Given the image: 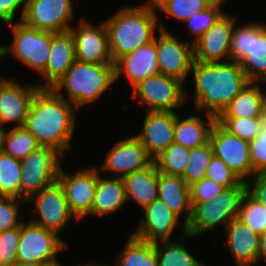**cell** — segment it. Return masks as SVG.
Masks as SVG:
<instances>
[{"instance_id":"1","label":"cell","mask_w":266,"mask_h":266,"mask_svg":"<svg viewBox=\"0 0 266 266\" xmlns=\"http://www.w3.org/2000/svg\"><path fill=\"white\" fill-rule=\"evenodd\" d=\"M76 107L52 88H39L24 126L41 147L55 149L64 158L72 149L78 116Z\"/></svg>"},{"instance_id":"2","label":"cell","mask_w":266,"mask_h":266,"mask_svg":"<svg viewBox=\"0 0 266 266\" xmlns=\"http://www.w3.org/2000/svg\"><path fill=\"white\" fill-rule=\"evenodd\" d=\"M193 106L218 117L232 99L250 82L237 61L202 63L194 61L190 71Z\"/></svg>"},{"instance_id":"3","label":"cell","mask_w":266,"mask_h":266,"mask_svg":"<svg viewBox=\"0 0 266 266\" xmlns=\"http://www.w3.org/2000/svg\"><path fill=\"white\" fill-rule=\"evenodd\" d=\"M114 12L103 20L113 63L154 41L160 30H169L166 24L161 22L160 14L151 0L137 6L123 5Z\"/></svg>"},{"instance_id":"4","label":"cell","mask_w":266,"mask_h":266,"mask_svg":"<svg viewBox=\"0 0 266 266\" xmlns=\"http://www.w3.org/2000/svg\"><path fill=\"white\" fill-rule=\"evenodd\" d=\"M114 84V63L75 61L51 88L59 96L71 102L77 110H81L84 106L97 103L115 86Z\"/></svg>"},{"instance_id":"5","label":"cell","mask_w":266,"mask_h":266,"mask_svg":"<svg viewBox=\"0 0 266 266\" xmlns=\"http://www.w3.org/2000/svg\"><path fill=\"white\" fill-rule=\"evenodd\" d=\"M246 193V183L225 188L217 197L207 202L191 203V217L186 223V230L193 238L209 233L238 217L240 205ZM220 225V226H219Z\"/></svg>"},{"instance_id":"6","label":"cell","mask_w":266,"mask_h":266,"mask_svg":"<svg viewBox=\"0 0 266 266\" xmlns=\"http://www.w3.org/2000/svg\"><path fill=\"white\" fill-rule=\"evenodd\" d=\"M240 25V26H238ZM234 25L230 60L240 63L250 82L266 81V24L251 22Z\"/></svg>"},{"instance_id":"7","label":"cell","mask_w":266,"mask_h":266,"mask_svg":"<svg viewBox=\"0 0 266 266\" xmlns=\"http://www.w3.org/2000/svg\"><path fill=\"white\" fill-rule=\"evenodd\" d=\"M7 26L13 38L11 44H0V60L13 57L31 72L40 74L50 54L51 32L31 28L22 21Z\"/></svg>"},{"instance_id":"8","label":"cell","mask_w":266,"mask_h":266,"mask_svg":"<svg viewBox=\"0 0 266 266\" xmlns=\"http://www.w3.org/2000/svg\"><path fill=\"white\" fill-rule=\"evenodd\" d=\"M186 87L179 79L159 73L133 86L132 99L145 106L144 111L180 112L191 96Z\"/></svg>"},{"instance_id":"9","label":"cell","mask_w":266,"mask_h":266,"mask_svg":"<svg viewBox=\"0 0 266 266\" xmlns=\"http://www.w3.org/2000/svg\"><path fill=\"white\" fill-rule=\"evenodd\" d=\"M68 246L61 235L25 220L20 226L17 261L52 266L60 263L57 256L68 250Z\"/></svg>"},{"instance_id":"10","label":"cell","mask_w":266,"mask_h":266,"mask_svg":"<svg viewBox=\"0 0 266 266\" xmlns=\"http://www.w3.org/2000/svg\"><path fill=\"white\" fill-rule=\"evenodd\" d=\"M65 159L55 149L39 147L22 161L21 199L28 200L33 194L54 184Z\"/></svg>"},{"instance_id":"11","label":"cell","mask_w":266,"mask_h":266,"mask_svg":"<svg viewBox=\"0 0 266 266\" xmlns=\"http://www.w3.org/2000/svg\"><path fill=\"white\" fill-rule=\"evenodd\" d=\"M26 203H34L29 221L58 235L62 234L73 218L78 221L70 212L65 193L58 181L33 194Z\"/></svg>"},{"instance_id":"12","label":"cell","mask_w":266,"mask_h":266,"mask_svg":"<svg viewBox=\"0 0 266 266\" xmlns=\"http://www.w3.org/2000/svg\"><path fill=\"white\" fill-rule=\"evenodd\" d=\"M95 166H82L70 173L65 172L62 165L59 169L57 181L63 188L70 212L78 222L91 216L98 179V166Z\"/></svg>"},{"instance_id":"13","label":"cell","mask_w":266,"mask_h":266,"mask_svg":"<svg viewBox=\"0 0 266 266\" xmlns=\"http://www.w3.org/2000/svg\"><path fill=\"white\" fill-rule=\"evenodd\" d=\"M156 51L159 73L189 84L194 62L193 44L189 39L180 40L170 30H160L156 34Z\"/></svg>"},{"instance_id":"14","label":"cell","mask_w":266,"mask_h":266,"mask_svg":"<svg viewBox=\"0 0 266 266\" xmlns=\"http://www.w3.org/2000/svg\"><path fill=\"white\" fill-rule=\"evenodd\" d=\"M73 2V0H26L22 22L31 28L52 33L69 31L76 21Z\"/></svg>"},{"instance_id":"15","label":"cell","mask_w":266,"mask_h":266,"mask_svg":"<svg viewBox=\"0 0 266 266\" xmlns=\"http://www.w3.org/2000/svg\"><path fill=\"white\" fill-rule=\"evenodd\" d=\"M209 142L213 155L220 158L242 181L256 174L250 160V142L230 133L218 121L213 125Z\"/></svg>"},{"instance_id":"16","label":"cell","mask_w":266,"mask_h":266,"mask_svg":"<svg viewBox=\"0 0 266 266\" xmlns=\"http://www.w3.org/2000/svg\"><path fill=\"white\" fill-rule=\"evenodd\" d=\"M78 24V25H77ZM75 47L76 61L82 63H113L108 34L103 21L95 25L81 17L69 30Z\"/></svg>"},{"instance_id":"17","label":"cell","mask_w":266,"mask_h":266,"mask_svg":"<svg viewBox=\"0 0 266 266\" xmlns=\"http://www.w3.org/2000/svg\"><path fill=\"white\" fill-rule=\"evenodd\" d=\"M236 15L225 12L216 23L193 43L194 61L216 63L230 61L231 39Z\"/></svg>"},{"instance_id":"18","label":"cell","mask_w":266,"mask_h":266,"mask_svg":"<svg viewBox=\"0 0 266 266\" xmlns=\"http://www.w3.org/2000/svg\"><path fill=\"white\" fill-rule=\"evenodd\" d=\"M153 159L135 135L117 140L108 150L104 162L98 168L103 174H114L110 177L123 178L134 171L148 167Z\"/></svg>"},{"instance_id":"19","label":"cell","mask_w":266,"mask_h":266,"mask_svg":"<svg viewBox=\"0 0 266 266\" xmlns=\"http://www.w3.org/2000/svg\"><path fill=\"white\" fill-rule=\"evenodd\" d=\"M144 214L136 229L131 235L136 239L155 243L162 240H173L174 232L182 225V219L169 209L160 199H156L151 204L142 209ZM181 222V223H180ZM178 227V228H177Z\"/></svg>"},{"instance_id":"20","label":"cell","mask_w":266,"mask_h":266,"mask_svg":"<svg viewBox=\"0 0 266 266\" xmlns=\"http://www.w3.org/2000/svg\"><path fill=\"white\" fill-rule=\"evenodd\" d=\"M19 82L9 77L0 87V123L6 127L24 126L31 102L39 89L35 82Z\"/></svg>"},{"instance_id":"21","label":"cell","mask_w":266,"mask_h":266,"mask_svg":"<svg viewBox=\"0 0 266 266\" xmlns=\"http://www.w3.org/2000/svg\"><path fill=\"white\" fill-rule=\"evenodd\" d=\"M177 112L146 111L140 132L135 136L154 159L174 141V125Z\"/></svg>"},{"instance_id":"22","label":"cell","mask_w":266,"mask_h":266,"mask_svg":"<svg viewBox=\"0 0 266 266\" xmlns=\"http://www.w3.org/2000/svg\"><path fill=\"white\" fill-rule=\"evenodd\" d=\"M159 74L156 51V36L151 43L141 46L134 52L118 58L114 62L115 83L125 76L131 88L141 80Z\"/></svg>"},{"instance_id":"23","label":"cell","mask_w":266,"mask_h":266,"mask_svg":"<svg viewBox=\"0 0 266 266\" xmlns=\"http://www.w3.org/2000/svg\"><path fill=\"white\" fill-rule=\"evenodd\" d=\"M76 61L74 40L70 31L52 33L50 54L45 69L39 74V88H51Z\"/></svg>"},{"instance_id":"24","label":"cell","mask_w":266,"mask_h":266,"mask_svg":"<svg viewBox=\"0 0 266 266\" xmlns=\"http://www.w3.org/2000/svg\"><path fill=\"white\" fill-rule=\"evenodd\" d=\"M224 245L235 262L234 266H257L259 235L239 219L225 227Z\"/></svg>"},{"instance_id":"25","label":"cell","mask_w":266,"mask_h":266,"mask_svg":"<svg viewBox=\"0 0 266 266\" xmlns=\"http://www.w3.org/2000/svg\"><path fill=\"white\" fill-rule=\"evenodd\" d=\"M192 112L180 117L177 112L174 125V141L186 148L193 149L209 142L210 133L217 117L204 112L191 110ZM205 116H204V115ZM205 117V118H204Z\"/></svg>"},{"instance_id":"26","label":"cell","mask_w":266,"mask_h":266,"mask_svg":"<svg viewBox=\"0 0 266 266\" xmlns=\"http://www.w3.org/2000/svg\"><path fill=\"white\" fill-rule=\"evenodd\" d=\"M127 198L122 178L107 177L100 174L98 169V179L91 208V217H107L117 213L123 205H127Z\"/></svg>"},{"instance_id":"27","label":"cell","mask_w":266,"mask_h":266,"mask_svg":"<svg viewBox=\"0 0 266 266\" xmlns=\"http://www.w3.org/2000/svg\"><path fill=\"white\" fill-rule=\"evenodd\" d=\"M127 202L141 209L158 199V170L152 162L148 167L134 171L122 178Z\"/></svg>"},{"instance_id":"28","label":"cell","mask_w":266,"mask_h":266,"mask_svg":"<svg viewBox=\"0 0 266 266\" xmlns=\"http://www.w3.org/2000/svg\"><path fill=\"white\" fill-rule=\"evenodd\" d=\"M158 199L187 223L191 217L189 186L181 176L158 171ZM184 215V216H183Z\"/></svg>"},{"instance_id":"29","label":"cell","mask_w":266,"mask_h":266,"mask_svg":"<svg viewBox=\"0 0 266 266\" xmlns=\"http://www.w3.org/2000/svg\"><path fill=\"white\" fill-rule=\"evenodd\" d=\"M265 102V84L249 82L218 117H261Z\"/></svg>"},{"instance_id":"30","label":"cell","mask_w":266,"mask_h":266,"mask_svg":"<svg viewBox=\"0 0 266 266\" xmlns=\"http://www.w3.org/2000/svg\"><path fill=\"white\" fill-rule=\"evenodd\" d=\"M180 237L173 240H162L155 242L157 254V266H204V262H200L194 257L190 250H187L184 241L193 238L187 233L186 227H181Z\"/></svg>"},{"instance_id":"31","label":"cell","mask_w":266,"mask_h":266,"mask_svg":"<svg viewBox=\"0 0 266 266\" xmlns=\"http://www.w3.org/2000/svg\"><path fill=\"white\" fill-rule=\"evenodd\" d=\"M125 243L124 249L116 257V266H157L155 243L136 239L132 235Z\"/></svg>"},{"instance_id":"32","label":"cell","mask_w":266,"mask_h":266,"mask_svg":"<svg viewBox=\"0 0 266 266\" xmlns=\"http://www.w3.org/2000/svg\"><path fill=\"white\" fill-rule=\"evenodd\" d=\"M157 13L182 24L194 14L206 10L216 0H151Z\"/></svg>"},{"instance_id":"33","label":"cell","mask_w":266,"mask_h":266,"mask_svg":"<svg viewBox=\"0 0 266 266\" xmlns=\"http://www.w3.org/2000/svg\"><path fill=\"white\" fill-rule=\"evenodd\" d=\"M21 161L0 153V197L21 199Z\"/></svg>"},{"instance_id":"34","label":"cell","mask_w":266,"mask_h":266,"mask_svg":"<svg viewBox=\"0 0 266 266\" xmlns=\"http://www.w3.org/2000/svg\"><path fill=\"white\" fill-rule=\"evenodd\" d=\"M189 154V148L173 142L153 159V163L160 173L182 176L187 166Z\"/></svg>"},{"instance_id":"35","label":"cell","mask_w":266,"mask_h":266,"mask_svg":"<svg viewBox=\"0 0 266 266\" xmlns=\"http://www.w3.org/2000/svg\"><path fill=\"white\" fill-rule=\"evenodd\" d=\"M40 147L36 138L23 126L8 130L3 153L22 161Z\"/></svg>"},{"instance_id":"36","label":"cell","mask_w":266,"mask_h":266,"mask_svg":"<svg viewBox=\"0 0 266 266\" xmlns=\"http://www.w3.org/2000/svg\"><path fill=\"white\" fill-rule=\"evenodd\" d=\"M227 0H216L209 8L194 14L192 17L183 22L189 37L192 36L190 42L193 44L206 31H208L216 21L225 13L223 7ZM229 1V0H228ZM223 4V7H222ZM191 35V36H190Z\"/></svg>"},{"instance_id":"37","label":"cell","mask_w":266,"mask_h":266,"mask_svg":"<svg viewBox=\"0 0 266 266\" xmlns=\"http://www.w3.org/2000/svg\"><path fill=\"white\" fill-rule=\"evenodd\" d=\"M212 156L213 150L210 142L190 149L187 166L184 174L181 176L188 186L206 176L207 166Z\"/></svg>"},{"instance_id":"38","label":"cell","mask_w":266,"mask_h":266,"mask_svg":"<svg viewBox=\"0 0 266 266\" xmlns=\"http://www.w3.org/2000/svg\"><path fill=\"white\" fill-rule=\"evenodd\" d=\"M237 219L259 236L266 232V206L254 200L247 192L242 198Z\"/></svg>"},{"instance_id":"39","label":"cell","mask_w":266,"mask_h":266,"mask_svg":"<svg viewBox=\"0 0 266 266\" xmlns=\"http://www.w3.org/2000/svg\"><path fill=\"white\" fill-rule=\"evenodd\" d=\"M217 121L230 133L252 142L262 128L261 117H217Z\"/></svg>"},{"instance_id":"40","label":"cell","mask_w":266,"mask_h":266,"mask_svg":"<svg viewBox=\"0 0 266 266\" xmlns=\"http://www.w3.org/2000/svg\"><path fill=\"white\" fill-rule=\"evenodd\" d=\"M26 204L25 199L0 197V233L21 226L25 220L20 208Z\"/></svg>"},{"instance_id":"41","label":"cell","mask_w":266,"mask_h":266,"mask_svg":"<svg viewBox=\"0 0 266 266\" xmlns=\"http://www.w3.org/2000/svg\"><path fill=\"white\" fill-rule=\"evenodd\" d=\"M205 177L225 188L238 186L242 182L239 176L215 155L210 159Z\"/></svg>"},{"instance_id":"42","label":"cell","mask_w":266,"mask_h":266,"mask_svg":"<svg viewBox=\"0 0 266 266\" xmlns=\"http://www.w3.org/2000/svg\"><path fill=\"white\" fill-rule=\"evenodd\" d=\"M20 227L0 233V266H12L17 261Z\"/></svg>"},{"instance_id":"43","label":"cell","mask_w":266,"mask_h":266,"mask_svg":"<svg viewBox=\"0 0 266 266\" xmlns=\"http://www.w3.org/2000/svg\"><path fill=\"white\" fill-rule=\"evenodd\" d=\"M224 186L214 182L206 177L200 181L194 182L189 186L190 203L207 202L217 197L223 190Z\"/></svg>"},{"instance_id":"44","label":"cell","mask_w":266,"mask_h":266,"mask_svg":"<svg viewBox=\"0 0 266 266\" xmlns=\"http://www.w3.org/2000/svg\"><path fill=\"white\" fill-rule=\"evenodd\" d=\"M249 153L255 173H266V129L261 128L260 133L250 142Z\"/></svg>"},{"instance_id":"45","label":"cell","mask_w":266,"mask_h":266,"mask_svg":"<svg viewBox=\"0 0 266 266\" xmlns=\"http://www.w3.org/2000/svg\"><path fill=\"white\" fill-rule=\"evenodd\" d=\"M26 0H0V22L10 24L22 21ZM18 15V20L16 16Z\"/></svg>"},{"instance_id":"46","label":"cell","mask_w":266,"mask_h":266,"mask_svg":"<svg viewBox=\"0 0 266 266\" xmlns=\"http://www.w3.org/2000/svg\"><path fill=\"white\" fill-rule=\"evenodd\" d=\"M245 183L246 192L254 200L266 206V173H257Z\"/></svg>"},{"instance_id":"47","label":"cell","mask_w":266,"mask_h":266,"mask_svg":"<svg viewBox=\"0 0 266 266\" xmlns=\"http://www.w3.org/2000/svg\"><path fill=\"white\" fill-rule=\"evenodd\" d=\"M266 262V232L259 237L257 264Z\"/></svg>"},{"instance_id":"48","label":"cell","mask_w":266,"mask_h":266,"mask_svg":"<svg viewBox=\"0 0 266 266\" xmlns=\"http://www.w3.org/2000/svg\"><path fill=\"white\" fill-rule=\"evenodd\" d=\"M6 128H7L6 126H3L0 123V153H3L5 138H6L8 130H9V129H6Z\"/></svg>"},{"instance_id":"49","label":"cell","mask_w":266,"mask_h":266,"mask_svg":"<svg viewBox=\"0 0 266 266\" xmlns=\"http://www.w3.org/2000/svg\"><path fill=\"white\" fill-rule=\"evenodd\" d=\"M12 266H47V265L35 263V262H18V261H16Z\"/></svg>"},{"instance_id":"50","label":"cell","mask_w":266,"mask_h":266,"mask_svg":"<svg viewBox=\"0 0 266 266\" xmlns=\"http://www.w3.org/2000/svg\"><path fill=\"white\" fill-rule=\"evenodd\" d=\"M76 266H108V265L101 264L98 262L89 261V262L79 263V265H76Z\"/></svg>"},{"instance_id":"51","label":"cell","mask_w":266,"mask_h":266,"mask_svg":"<svg viewBox=\"0 0 266 266\" xmlns=\"http://www.w3.org/2000/svg\"><path fill=\"white\" fill-rule=\"evenodd\" d=\"M261 119H262V128L266 129V102H265L264 107H263Z\"/></svg>"},{"instance_id":"52","label":"cell","mask_w":266,"mask_h":266,"mask_svg":"<svg viewBox=\"0 0 266 266\" xmlns=\"http://www.w3.org/2000/svg\"><path fill=\"white\" fill-rule=\"evenodd\" d=\"M8 78H4L3 75L0 74V87Z\"/></svg>"},{"instance_id":"53","label":"cell","mask_w":266,"mask_h":266,"mask_svg":"<svg viewBox=\"0 0 266 266\" xmlns=\"http://www.w3.org/2000/svg\"><path fill=\"white\" fill-rule=\"evenodd\" d=\"M64 264L61 262V263H58V264H55V265H52V266H63Z\"/></svg>"}]
</instances>
